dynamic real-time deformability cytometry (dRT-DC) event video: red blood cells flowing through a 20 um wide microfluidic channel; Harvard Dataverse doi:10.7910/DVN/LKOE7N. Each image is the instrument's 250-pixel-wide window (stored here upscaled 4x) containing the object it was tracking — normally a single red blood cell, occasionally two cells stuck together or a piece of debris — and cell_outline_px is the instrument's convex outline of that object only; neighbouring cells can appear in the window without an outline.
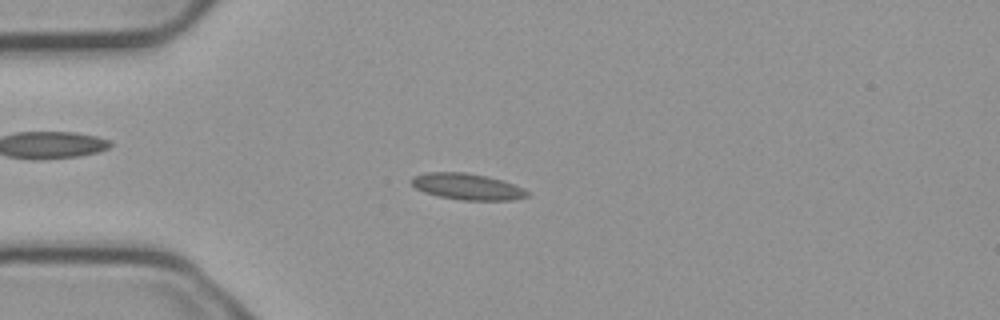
{"species": "common noctule bat (a hibernating species)", "species_latin": "Nyctalus noctula", "temperature_condition": "cold", "stored_images_in_passage": 30, "camera_frame_rate_fps": 3000, "um_per_image_px": 0.085, "animal": {"sex": "male", "body_mass_g": 23.1, "forearm_length_mm": 52.7}, "frame": {"image": 1, "passage_image": 14, "time_ms": 4.333, "image_size_px": [1000, 320], "cell_outline_px": [[528, 196], [512, 200], [460, 200], [440, 196], [424, 192], [416, 188], [408, 180], [412, 176], [428, 172], [464, 172], [488, 176], [504, 180], [524, 188], [528, 192]], "centroid_in_image_um": [39.71, 15.85], "position_along_channel_um": 45.3, "area_um2": 17.86}}
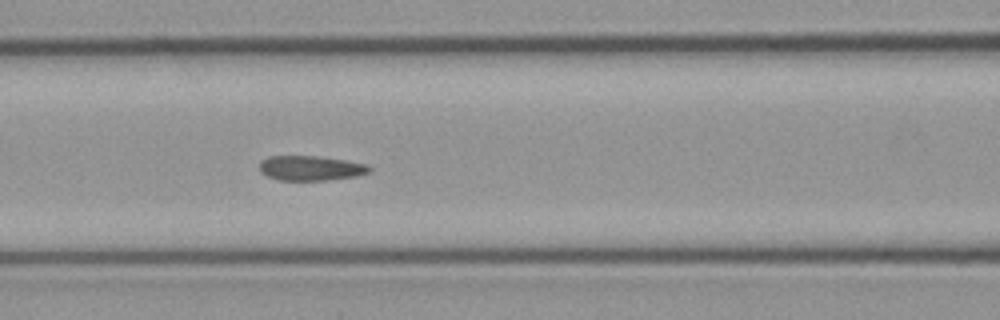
{"frame": {"image": 2, "passage_image": 23, "time_ms": 7.333, "image_size_px": [1000, 320], "cell_outline_px": [[372, 172], [356, 176], [328, 180], [280, 180], [268, 176], [260, 172], [260, 160], [268, 156], [320, 156], [348, 160], [368, 164], [372, 168]], "centroid_in_image_um": [26.46, 14.28], "position_along_channel_um": 140.1, "area_um2": 16.13}}
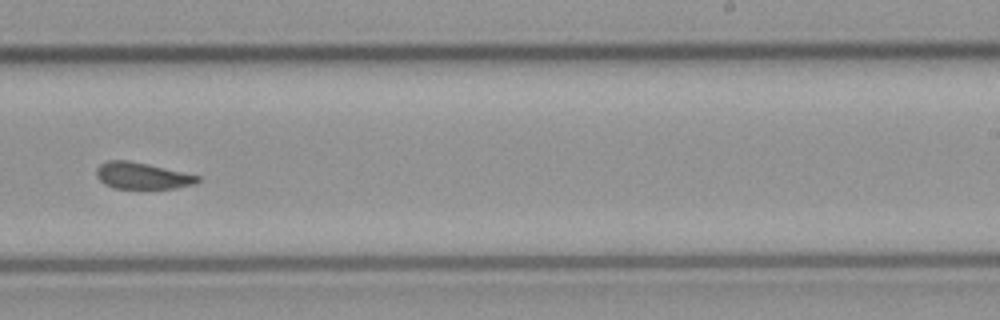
{"frame": {"image": 3, "passage_image": 30, "time_ms": 9.667, "image_size_px": [1000, 320], "cell_outline_px": [[200, 180], [196, 184], [176, 188], [112, 188], [104, 184], [96, 176], [96, 168], [100, 164], [108, 160], [128, 160], [148, 164], [200, 176]], "centroid_in_image_um": [12.07, 14.94], "position_along_channel_um": 276.9, "area_um2": 15.66}}